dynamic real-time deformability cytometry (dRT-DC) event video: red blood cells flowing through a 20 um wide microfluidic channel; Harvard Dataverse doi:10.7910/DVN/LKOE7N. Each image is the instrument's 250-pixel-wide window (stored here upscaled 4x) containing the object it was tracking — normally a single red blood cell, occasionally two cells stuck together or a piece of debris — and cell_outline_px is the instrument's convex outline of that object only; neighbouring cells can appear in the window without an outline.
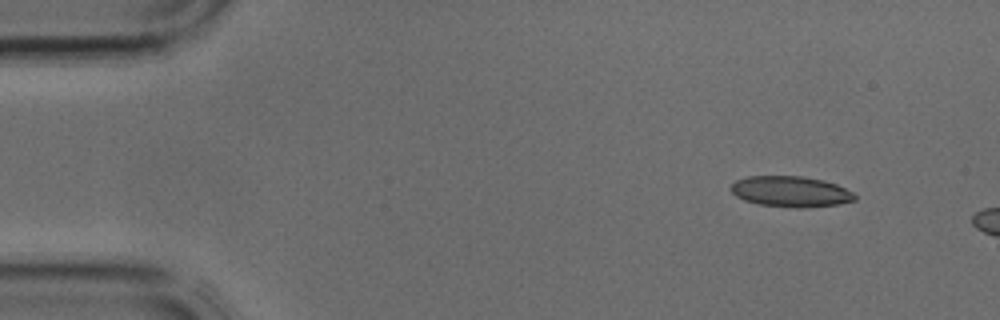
{"species": "common noctule bat (a hibernating species)", "species_latin": "Nyctalus noctula", "temperature_condition": "cold", "stored_images_in_passage": 4, "camera_frame_rate_fps": 3000, "um_per_image_px": 0.085, "animal": {"sex": "male", "body_mass_g": 17.9, "forearm_length_mm": 54.2}, "frame": {"image": 1, "passage_image": 1, "time_ms": 0.0, "image_size_px": [1000, 320], "cell_outline_px": [[856, 200], [840, 204], [804, 208], [796, 208], [760, 204], [744, 200], [736, 196], [728, 188], [736, 180], [748, 176], [804, 176], [824, 180], [836, 184], [852, 192], [856, 196]], "centroid_in_image_um": [67.21, 16.28], "position_along_channel_um": 17.8, "area_um2": 22.31}}